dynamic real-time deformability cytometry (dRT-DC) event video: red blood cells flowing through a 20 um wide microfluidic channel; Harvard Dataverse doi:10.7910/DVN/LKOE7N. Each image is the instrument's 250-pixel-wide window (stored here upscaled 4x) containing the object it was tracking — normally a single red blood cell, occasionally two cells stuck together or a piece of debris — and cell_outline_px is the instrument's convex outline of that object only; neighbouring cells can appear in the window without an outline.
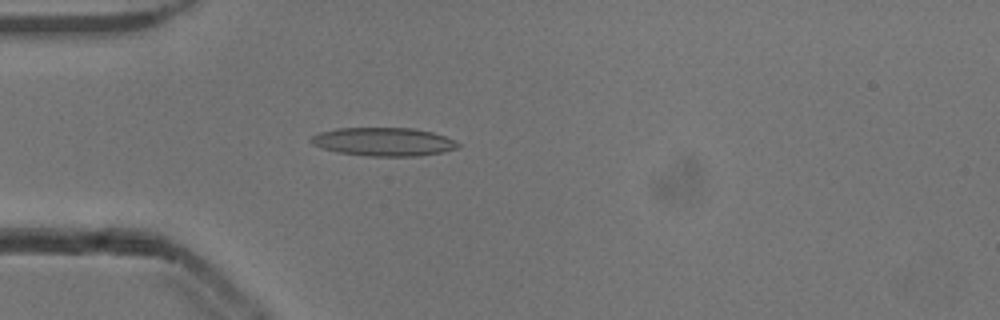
{"species": "common noctule bat (a hibernating species)", "species_latin": "Nyctalus noctula", "temperature_condition": "cold", "stored_images_in_passage": 53, "camera_frame_rate_fps": 3000, "um_per_image_px": 0.085, "animal": {"sex": "male", "body_mass_g": 13.3}, "frame": {"image": 1, "passage_image": 15, "time_ms": 4.667, "image_size_px": [1000, 320], "cell_outline_px": [[460, 148], [444, 152], [420, 156], [368, 156], [336, 152], [312, 144], [308, 140], [312, 136], [320, 132], [336, 128], [416, 128], [432, 132], [444, 136], [460, 144]], "centroid_in_image_um": [32.61, 12.05], "position_along_channel_um": 52.4, "area_um2": 24.45}}
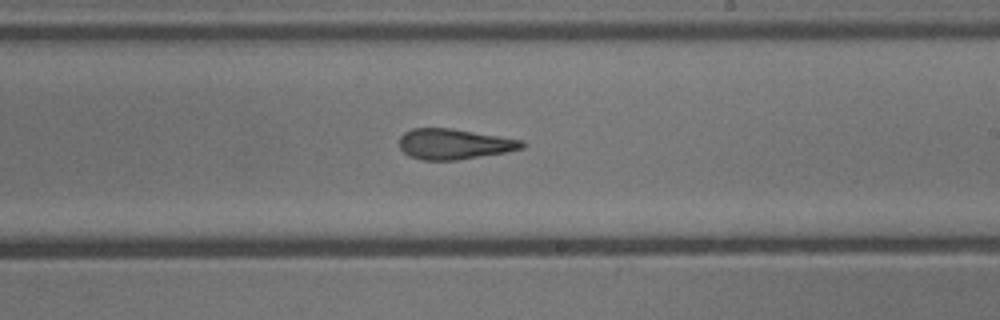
{"frame": {"image": 2, "passage_image": 31, "time_ms": 10.0, "image_size_px": [1000, 320], "cell_outline_px": [[524, 148], [504, 152], [456, 160], [424, 160], [408, 156], [400, 148], [400, 136], [404, 132], [412, 128], [452, 128], [524, 140]], "centroid_in_image_um": [38.58, 12.23], "position_along_channel_um": 250.4, "area_um2": 21.73}}
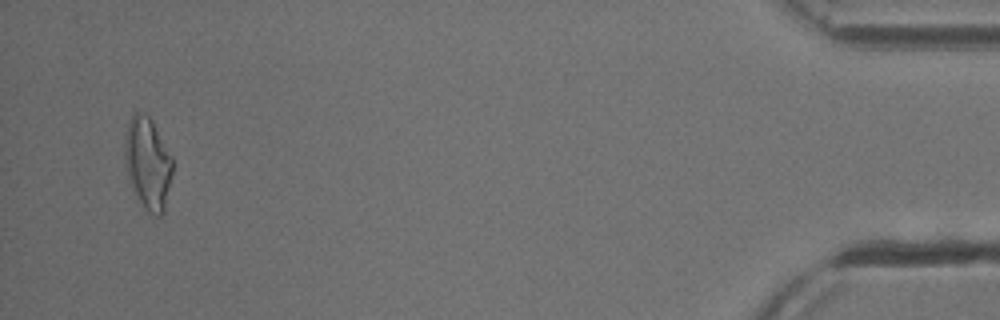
{"frame": {"image": 3, "passage_image": 51, "time_ms": 16.667, "image_size_px": [1000, 320], "cell_outline_px": [[172, 176], [164, 212], [160, 216], [156, 216], [148, 212], [144, 208], [132, 188], [128, 176], [124, 160], [124, 140], [128, 124], [132, 112], [140, 112], [148, 116], [152, 120], [172, 156]], "centroid_in_image_um": [12.56, 13.88], "position_along_channel_um": 422.6, "area_um2": 25.72}, "authors_computed_cell_mechanics": {"area_um2": 22.831, "velocity_mm_per_s": 3.8563, "shape_relaxation_time_tau1_ms": null, "shape_relaxation_time_tau2_ms": 3.4515, "deformation_change_tau1": null, "deformation_change_tau2": 0.1375}}